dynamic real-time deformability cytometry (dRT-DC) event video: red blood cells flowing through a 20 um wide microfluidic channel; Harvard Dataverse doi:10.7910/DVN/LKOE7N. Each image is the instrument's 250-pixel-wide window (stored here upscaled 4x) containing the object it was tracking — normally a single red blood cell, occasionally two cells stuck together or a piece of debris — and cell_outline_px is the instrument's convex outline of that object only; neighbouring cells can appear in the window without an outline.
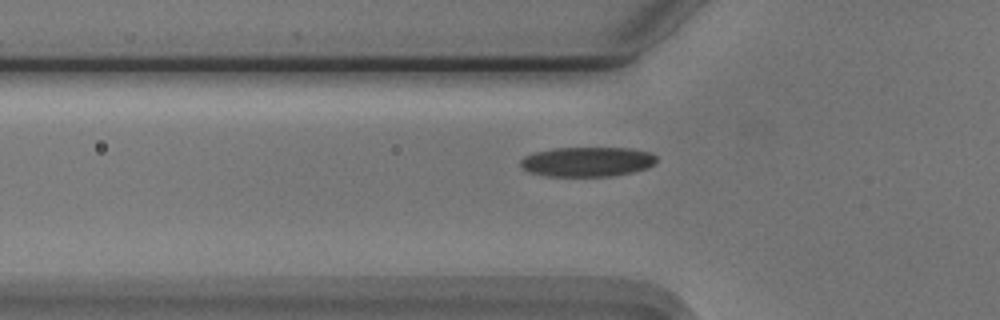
{"species": "Egyptian fruit bat (a non-hibernating species)", "species_latin": "Rousettus aegyptiacus", "temperature_condition": "cold", "stored_images_in_passage": 33, "camera_frame_rate_fps": 3000, "um_per_image_px": 0.085, "animal": {"sex": "male"}, "frame": {"image": 1, "passage_image": 6, "time_ms": 1.667, "image_size_px": [1000, 320], "cell_outline_px": [[656, 164], [648, 168], [632, 172], [612, 176], [544, 176], [532, 172], [524, 168], [520, 164], [520, 160], [524, 156], [536, 152], [552, 148], [632, 148], [652, 152], [656, 156]], "centroid_in_image_um": [49.97, 13.74], "position_along_channel_um": 75.8, "area_um2": 23.64}}
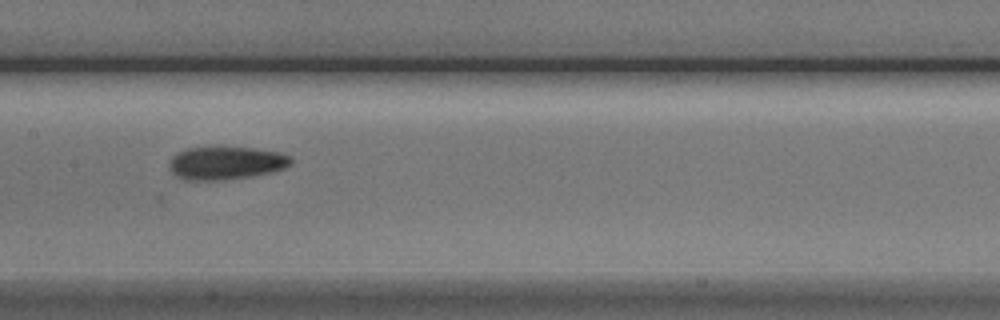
{"frame": {"image": 2, "passage_image": 15, "time_ms": 4.667, "image_size_px": [1000, 320], "cell_outline_px": [[292, 164], [284, 168], [272, 172], [252, 176], [224, 180], [184, 180], [176, 176], [168, 168], [168, 160], [176, 152], [188, 148], [252, 148], [280, 152], [292, 156]], "centroid_in_image_um": [19.19, 13.87], "position_along_channel_um": 188.2, "area_um2": 23.58}}
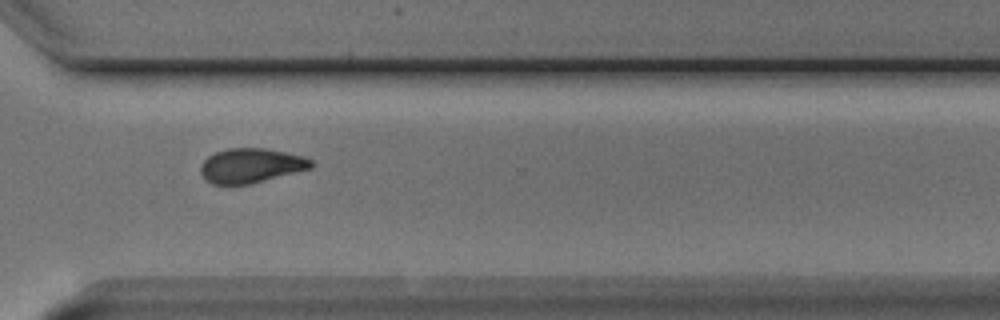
{"frame": {"image": 3, "passage_image": 28, "time_ms": 9.0, "image_size_px": [1000, 320], "cell_outline_px": [[312, 168], [248, 184], [212, 184], [204, 180], [200, 172], [200, 168], [204, 160], [208, 156], [216, 152], [228, 148], [264, 148], [284, 152], [300, 156], [312, 160]], "centroid_in_image_um": [21.28, 14.07], "position_along_channel_um": 349.3, "area_um2": 21.96}, "authors_computed_cell_mechanics": {"area_um2": 23.0622, "velocity_mm_per_s": 3.7247, "shape_relaxation_time_tau1_ms": 3.8427, "shape_relaxation_time_tau2_ms": 5.5662, "deformation_change_tau1": 0.1139, "deformation_change_tau2": 0.1216}}